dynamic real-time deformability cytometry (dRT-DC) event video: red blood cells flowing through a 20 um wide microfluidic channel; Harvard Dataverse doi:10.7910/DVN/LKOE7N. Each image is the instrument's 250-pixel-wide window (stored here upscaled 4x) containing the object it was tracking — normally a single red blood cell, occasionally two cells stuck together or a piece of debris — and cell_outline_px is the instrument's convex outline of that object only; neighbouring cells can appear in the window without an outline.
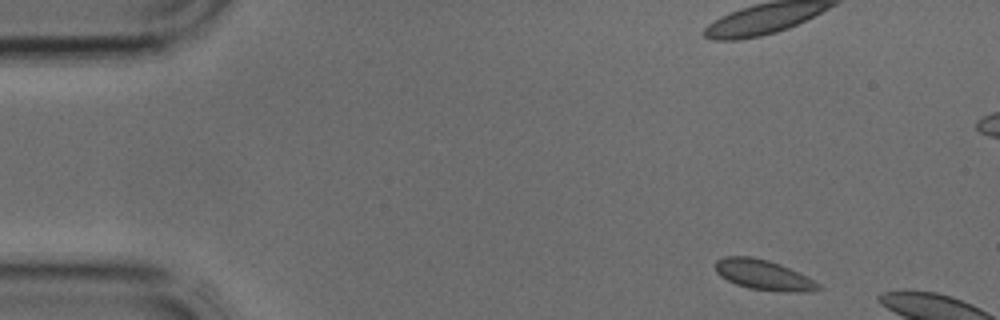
{"species": "common noctule bat (a hibernating species)", "species_latin": "Nyctalus noctula", "temperature_condition": "cold", "stored_images_in_passage": 6, "camera_frame_rate_fps": 3000, "um_per_image_px": 0.085, "animal": {"sex": "male", "body_mass_g": 17.9, "forearm_length_mm": 54.2}, "frame": {"image": 1, "passage_image": 1, "time_ms": 0.0, "image_size_px": [1000, 320], "cell_outline_px": [[824, 288], [808, 292], [796, 292], [748, 288], [736, 284], [720, 276], [716, 272], [716, 260], [724, 256], [752, 256], [768, 260], [780, 264], [820, 284]], "centroid_in_image_um": [64.87, 23.36], "position_along_channel_um": 20.1, "area_um2": 17.8}}